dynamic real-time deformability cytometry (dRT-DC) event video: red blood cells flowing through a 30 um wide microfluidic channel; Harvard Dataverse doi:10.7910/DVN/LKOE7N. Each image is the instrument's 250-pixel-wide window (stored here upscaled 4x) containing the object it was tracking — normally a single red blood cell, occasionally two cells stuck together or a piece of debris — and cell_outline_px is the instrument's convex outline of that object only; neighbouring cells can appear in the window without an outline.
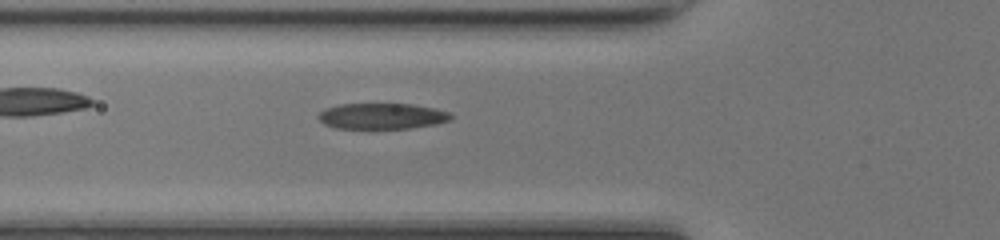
{"species": "common noctule bat (a hibernating species)", "species_latin": "Nyctalus noctula", "temperature_condition": "room temperature", "stored_images_in_passage": 34, "camera_frame_rate_fps": 3000, "um_per_image_px": 0.085, "animal": {"sex": "female", "body_mass_g": 17.0, "forearm_length_mm": 48.0}, "frame": {"image": 1, "passage_image": 5, "time_ms": 1.333, "image_size_px": [1000, 240], "cell_outline_px": [[452, 120], [436, 124], [412, 128], [336, 128], [324, 124], [316, 116], [324, 108], [340, 104], [412, 104], [436, 108], [448, 112], [452, 116]], "centroid_in_image_um": [32.47, 9.86], "position_along_channel_um": 93.3, "area_um2": 20.06}}
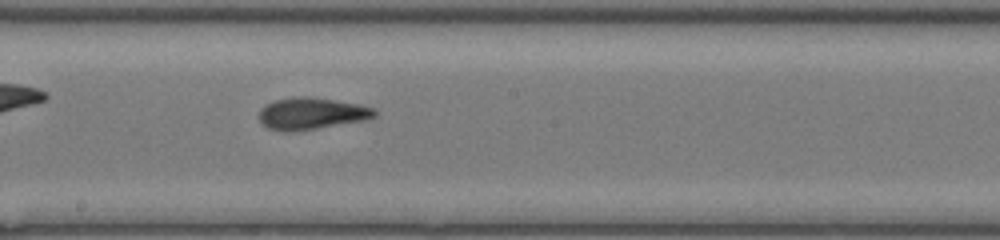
{"frame": {"image": 2, "passage_image": 14, "time_ms": 4.333, "image_size_px": [1000, 240], "cell_outline_px": [[376, 116], [368, 120], [316, 128], [288, 132], [284, 132], [268, 128], [260, 124], [260, 108], [276, 100], [292, 96], [304, 96], [360, 104], [376, 108]], "centroid_in_image_um": [26.49, 9.65], "position_along_channel_um": 221.7, "area_um2": 21.44}}
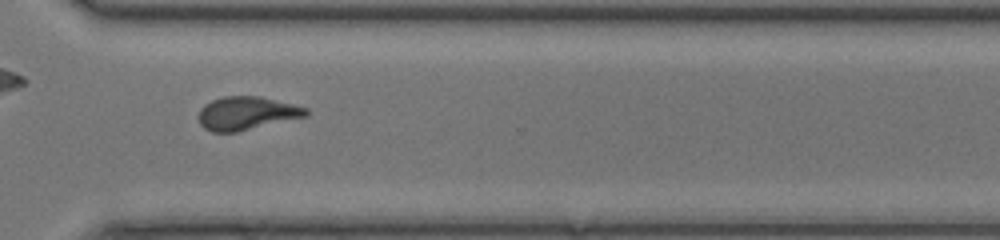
{"frame": {"image": 3, "passage_image": 23, "time_ms": 7.333, "image_size_px": [1000, 240], "cell_outline_px": [[308, 116], [236, 132], [212, 132], [204, 128], [200, 124], [200, 108], [204, 104], [212, 100], [224, 96], [260, 96], [308, 108]], "centroid_in_image_um": [20.97, 9.62], "position_along_channel_um": 349.6, "area_um2": 20.75}, "authors_computed_cell_mechanics": {"area_um2": 20.4901, "velocity_mm_per_s": 4.2668, "shape_relaxation_time_tau1_ms": 5.5582, "shape_relaxation_time_tau2_ms": 2.1686, "deformation_change_tau1": 0.2089, "deformation_change_tau2": 0.1137}}